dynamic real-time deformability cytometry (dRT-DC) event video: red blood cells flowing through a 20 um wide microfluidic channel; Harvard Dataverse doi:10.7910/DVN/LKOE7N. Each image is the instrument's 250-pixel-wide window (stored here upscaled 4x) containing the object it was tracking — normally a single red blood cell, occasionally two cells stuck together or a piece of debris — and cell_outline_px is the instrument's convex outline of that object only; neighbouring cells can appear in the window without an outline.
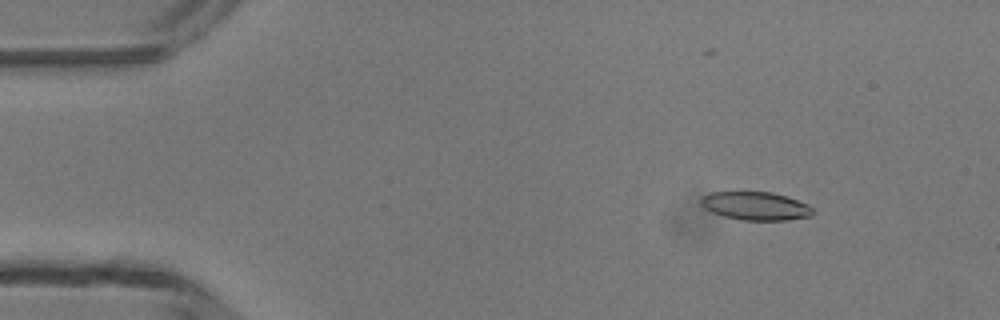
{"species": "common noctule bat (a hibernating species)", "species_latin": "Nyctalus noctula", "temperature_condition": "room temperature", "stored_images_in_passage": 4, "camera_frame_rate_fps": 3000, "um_per_image_px": 0.085, "animal": {"sex": "male", "body_mass_g": 13.3}, "frame": {"image": 1, "passage_image": 2, "time_ms": 1.0, "image_size_px": [1000, 320], "cell_outline_px": [[812, 216], [788, 220], [740, 220], [724, 216], [712, 212], [704, 208], [700, 204], [700, 200], [704, 196], [712, 192], [772, 192], [808, 204], [812, 208]], "centroid_in_image_um": [64.21, 17.51], "position_along_channel_um": 20.8, "area_um2": 18.32}}
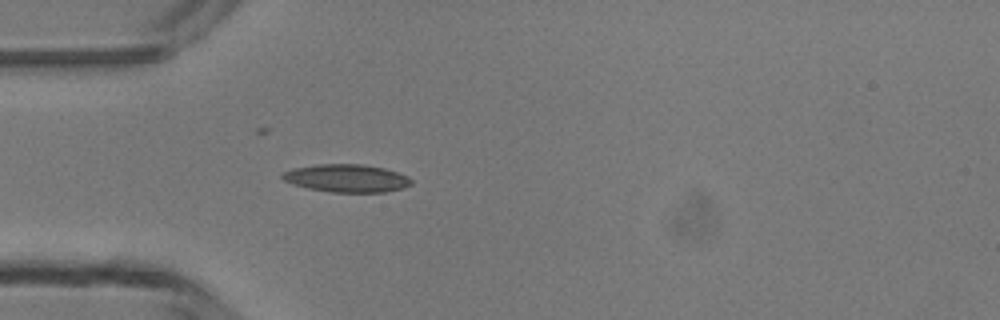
{"frame": {"image": 2, "passage_image": 4, "time_ms": 3.667, "image_size_px": [1000, 320], "cell_outline_px": [[412, 184], [404, 188], [384, 192], [332, 192], [308, 188], [292, 184], [284, 180], [280, 176], [284, 172], [292, 168], [320, 164], [360, 164], [384, 168], [408, 176], [412, 180]], "centroid_in_image_um": [29.47, 15.15], "position_along_channel_um": 55.5, "area_um2": 20.87}}